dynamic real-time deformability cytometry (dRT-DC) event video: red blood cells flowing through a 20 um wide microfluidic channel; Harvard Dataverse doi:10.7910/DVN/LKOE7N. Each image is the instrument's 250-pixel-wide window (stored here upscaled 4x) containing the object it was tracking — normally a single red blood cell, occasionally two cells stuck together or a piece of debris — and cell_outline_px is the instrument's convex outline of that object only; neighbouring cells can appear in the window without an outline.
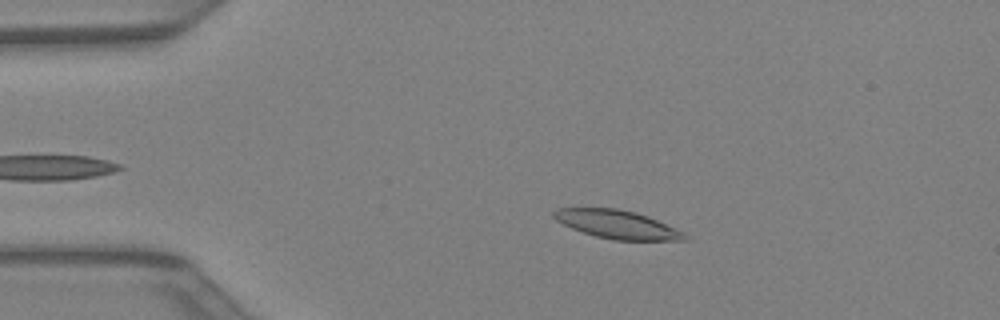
{"species": "Egyptian fruit bat (a non-hibernating species)", "species_latin": "Rousettus aegyptiacus", "temperature_condition": "warm", "stored_images_in_passage": 37, "camera_frame_rate_fps": 3000, "um_per_image_px": 0.085, "animal": {"sex": "female"}, "frame": {"image": 1, "passage_image": 8, "time_ms": 2.333, "image_size_px": [1000, 320], "cell_outline_px": [[688, 240], [612, 240], [596, 236], [572, 228], [556, 220], [552, 216], [552, 212], [556, 208], [616, 208], [636, 212], [648, 216], [684, 232], [688, 236]], "centroid_in_image_um": [52.46, 19.07], "position_along_channel_um": 32.5, "area_um2": 21.56}}
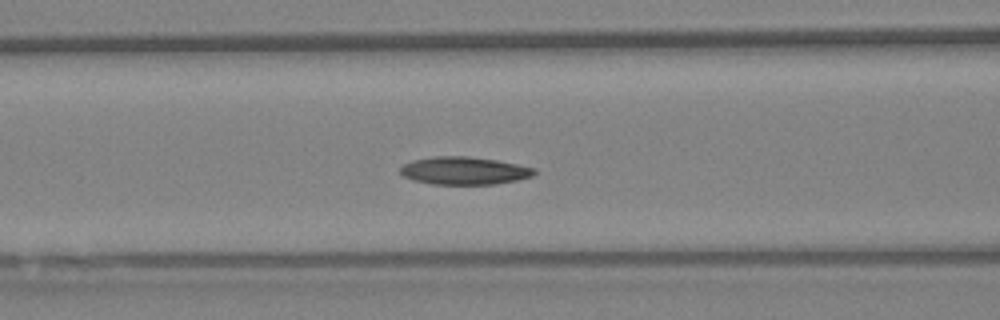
{"frame": {"image": 2, "passage_image": 17, "time_ms": 5.333, "image_size_px": [1000, 320], "cell_outline_px": [[536, 172], [532, 176], [516, 180], [496, 184], [432, 184], [412, 180], [404, 176], [400, 172], [400, 168], [404, 164], [412, 160], [432, 156], [468, 156], [496, 160], [536, 168]], "centroid_in_image_um": [39.43, 14.5], "position_along_channel_um": 127.2, "area_um2": 21.68}}
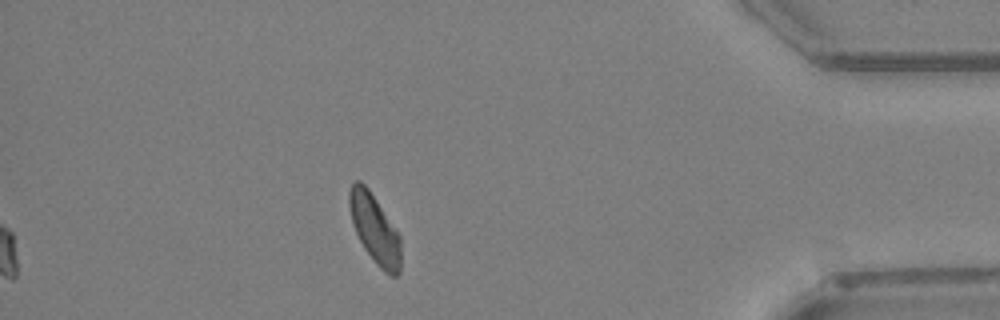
{"frame": {"image": 3, "passage_image": 37, "time_ms": 12.0, "image_size_px": [1000, 320], "cell_outline_px": [[400, 272], [396, 276], [392, 276], [384, 272], [376, 264], [364, 248], [356, 232], [352, 220], [348, 204], [348, 192], [352, 184], [356, 180], [360, 180], [368, 188], [400, 236]], "centroid_in_image_um": [31.84, 19.47], "position_along_channel_um": 403.4, "area_um2": 20.4}}